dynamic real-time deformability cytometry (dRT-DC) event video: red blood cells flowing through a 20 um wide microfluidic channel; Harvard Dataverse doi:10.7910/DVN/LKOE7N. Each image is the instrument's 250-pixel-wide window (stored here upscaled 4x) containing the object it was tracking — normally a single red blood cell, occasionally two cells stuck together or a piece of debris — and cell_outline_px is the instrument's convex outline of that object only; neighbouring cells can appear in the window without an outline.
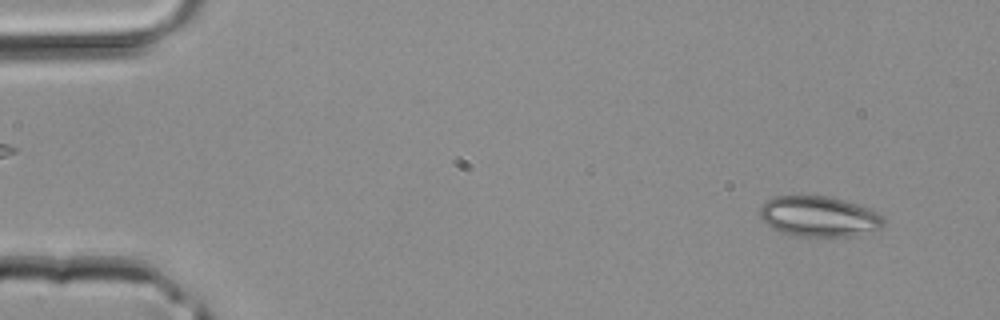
{"species": "common noctule bat (a hibernating species)", "species_latin": "Nyctalus noctula", "temperature_condition": "room temperature", "stored_images_in_passage": 42, "camera_frame_rate_fps": 3000, "um_per_image_px": 0.085, "animal": {"sex": "male", "body_mass_g": 20.4}, "frame": {"image": 1, "passage_image": 3, "time_ms": 0.667, "image_size_px": [1000, 320], "cell_outline_px": [[884, 228], [856, 236], [796, 236], [780, 232], [772, 228], [760, 216], [760, 208], [768, 200], [776, 196], [828, 196], [844, 200], [868, 208], [884, 216]], "centroid_in_image_um": [69.66, 18.41], "position_along_channel_um": 15.3, "area_um2": 29.19}}
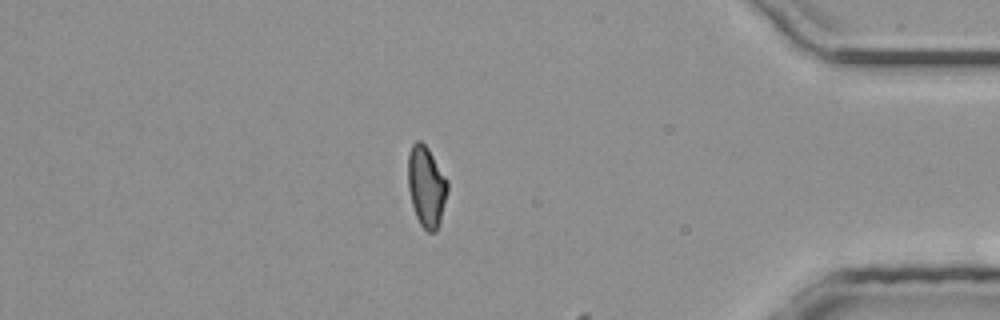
{"frame": {"image": 2, "passage_image": 36, "time_ms": 11.667, "image_size_px": [1000, 320], "cell_outline_px": [[448, 192], [440, 224], [436, 232], [428, 232], [420, 224], [416, 216], [412, 204], [408, 188], [408, 156], [412, 144], [416, 140], [420, 140], [428, 148], [448, 180]], "centroid_in_image_um": [36.26, 15.86], "position_along_channel_um": 398.9, "area_um2": 18.79}}
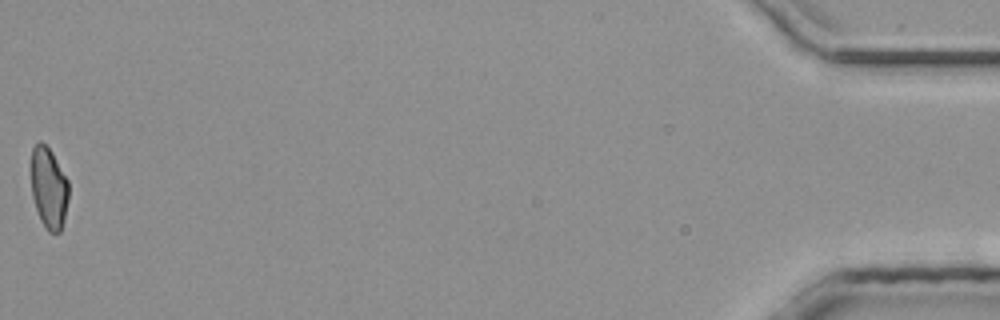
{"frame": {"image": 3, "passage_image": 42, "time_ms": 13.667, "image_size_px": [1000, 320], "cell_outline_px": [[68, 200], [60, 232], [48, 232], [40, 220], [32, 196], [32, 148], [40, 140], [52, 152], [68, 180]], "centroid_in_image_um": [4.15, 15.98], "position_along_channel_um": 431.1, "area_um2": 17.51}}